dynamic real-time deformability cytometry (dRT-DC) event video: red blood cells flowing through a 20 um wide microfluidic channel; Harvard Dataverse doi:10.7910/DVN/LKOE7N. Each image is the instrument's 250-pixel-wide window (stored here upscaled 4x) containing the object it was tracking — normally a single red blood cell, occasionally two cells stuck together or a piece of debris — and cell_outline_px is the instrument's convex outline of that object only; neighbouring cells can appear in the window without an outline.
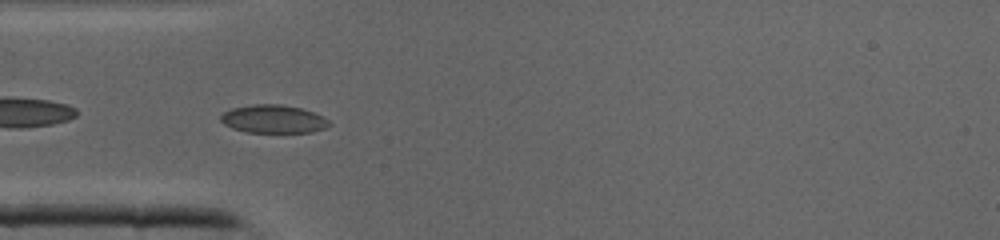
{"species": "common noctule bat (a hibernating species)", "species_latin": "Nyctalus noctula", "temperature_condition": "cold", "stored_images_in_passage": 40, "camera_frame_rate_fps": 3000, "um_per_image_px": 0.085, "animal": {"sex": "male", "body_mass_g": 19.0, "forearm_length_mm": 50.8}, "frame": {"image": 1, "passage_image": 11, "time_ms": 3.333, "image_size_px": [1000, 240], "cell_outline_px": [[332, 124], [324, 128], [312, 132], [248, 132], [232, 128], [224, 124], [220, 120], [220, 116], [224, 112], [232, 108], [252, 104], [280, 104], [300, 108], [312, 112], [328, 120]], "centroid_in_image_um": [23.21, 10.11], "position_along_channel_um": 61.8, "area_um2": 17.63}}
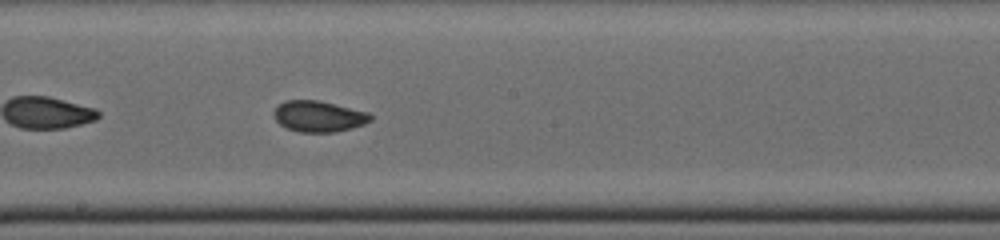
{"frame": {"image": 2, "passage_image": 21, "time_ms": 6.667, "image_size_px": [1000, 240], "cell_outline_px": [[372, 120], [364, 124], [352, 128], [336, 132], [300, 132], [288, 128], [280, 124], [276, 120], [272, 112], [284, 100], [320, 100], [368, 112], [372, 116]], "centroid_in_image_um": [27.1, 9.88], "position_along_channel_um": 221.1, "area_um2": 17.51}}
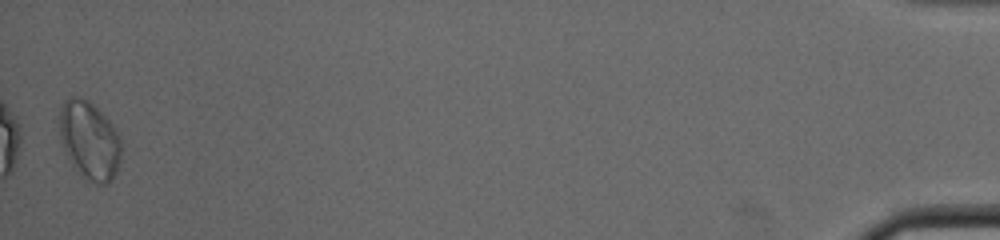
{"frame": {"image": 3, "passage_image": 40, "time_ms": 13.0, "image_size_px": [1000, 240], "cell_outline_px": [[120, 160], [116, 172], [112, 180], [108, 184], [96, 184], [88, 180], [80, 172], [64, 152], [60, 140], [60, 108], [64, 100], [72, 96], [80, 96], [88, 100], [112, 124], [120, 136]], "centroid_in_image_um": [7.6, 11.92], "position_along_channel_um": 427.6, "area_um2": 27.92}}